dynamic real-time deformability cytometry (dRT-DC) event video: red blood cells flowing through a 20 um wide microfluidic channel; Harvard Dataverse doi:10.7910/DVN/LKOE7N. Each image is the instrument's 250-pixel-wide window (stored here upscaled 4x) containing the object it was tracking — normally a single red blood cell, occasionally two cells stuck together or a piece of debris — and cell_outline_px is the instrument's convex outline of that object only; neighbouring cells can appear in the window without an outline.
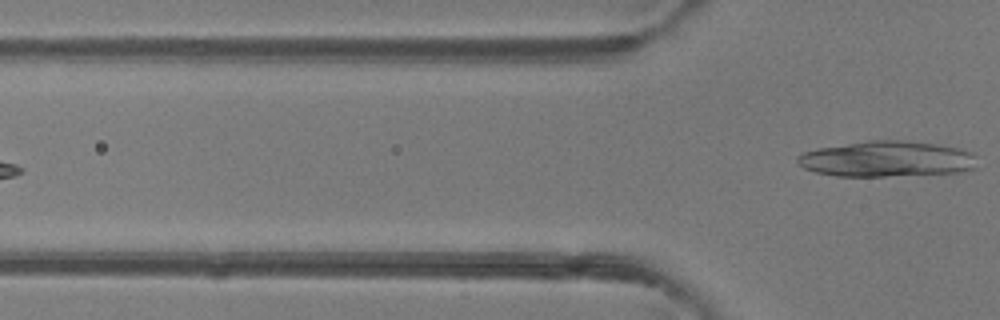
{"species": "common noctule bat (a hibernating species)", "species_latin": "Nyctalus noctula", "temperature_condition": "room temperature", "stored_images_in_passage": 4, "camera_frame_rate_fps": 3000, "um_per_image_px": 0.085, "animal": {"sex": "female"}, "frame": {"image": 1, "passage_image": 4, "time_ms": 4.333, "image_size_px": [1000, 320], "cell_outline_px": [[976, 168], [960, 172], [884, 176], [836, 176], [816, 172], [804, 168], [796, 160], [796, 156], [804, 152], [816, 148], [868, 140], [904, 140], [936, 144], [960, 148], [972, 152], [976, 156]], "centroid_in_image_um": [75.38, 13.5], "position_along_channel_um": 50.4, "area_um2": 37.57}}